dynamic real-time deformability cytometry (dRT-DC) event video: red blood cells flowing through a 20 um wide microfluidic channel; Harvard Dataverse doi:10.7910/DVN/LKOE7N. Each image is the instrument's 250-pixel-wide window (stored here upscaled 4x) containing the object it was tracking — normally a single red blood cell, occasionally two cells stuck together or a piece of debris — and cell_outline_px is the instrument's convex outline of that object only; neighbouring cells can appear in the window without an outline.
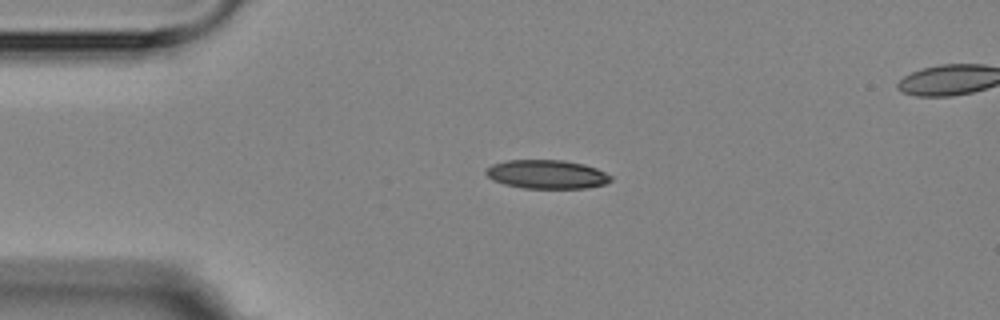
{"species": "Egyptian fruit bat (a non-hibernating species)", "species_latin": "Rousettus aegyptiacus", "temperature_condition": "room temperature", "stored_images_in_passage": 3, "segment_of_instrument_passage": [1, 2], "camera_frame_rate_fps": 3000, "um_per_image_px": 0.085, "animal": {"sex": "female"}, "frame": {"image": 1, "passage_image": 1, "time_ms": 0.0, "image_size_px": [1000, 320], "cell_outline_px": [[612, 180], [604, 184], [588, 188], [524, 188], [504, 184], [492, 180], [484, 172], [484, 168], [492, 164], [508, 160], [564, 160], [584, 164], [596, 168], [612, 176]], "centroid_in_image_um": [46.46, 14.81], "position_along_channel_um": 38.5, "area_um2": 21.04}}